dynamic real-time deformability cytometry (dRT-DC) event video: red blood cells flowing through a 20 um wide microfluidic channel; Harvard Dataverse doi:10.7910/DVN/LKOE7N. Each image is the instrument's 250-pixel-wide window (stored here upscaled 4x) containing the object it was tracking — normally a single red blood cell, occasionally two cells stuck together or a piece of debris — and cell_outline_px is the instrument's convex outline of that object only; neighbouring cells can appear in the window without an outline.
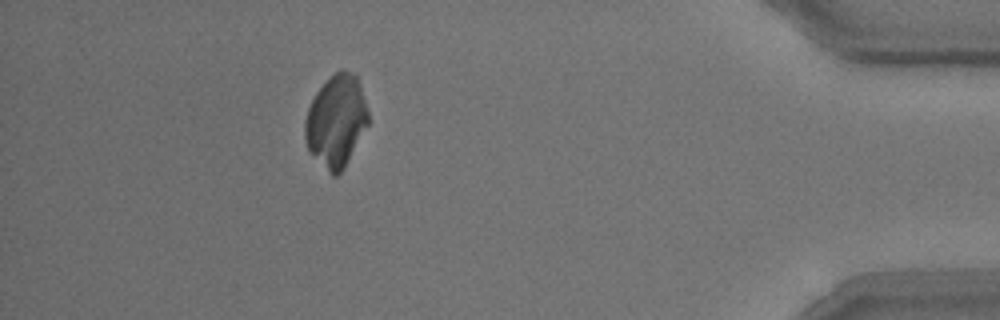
{"species": "common noctule bat (a hibernating species)", "species_latin": "Nyctalus noctula", "temperature_condition": "room temperature", "stored_images_in_passage": 40, "camera_frame_rate_fps": 3000, "um_per_image_px": 0.085, "animal": {"sex": "male", "body_mass_g": 15.6}, "frame": {"image": 1, "passage_image": 35, "time_ms": 11.333, "image_size_px": [1000, 320], "cell_outline_px": [[368, 124], [344, 168], [336, 176], [332, 176], [328, 172], [308, 148], [304, 140], [304, 120], [308, 108], [316, 92], [340, 68], [344, 68], [356, 72], [368, 112]], "centroid_in_image_um": [28.57, 10.26], "position_along_channel_um": 406.6, "area_um2": 33.7}}